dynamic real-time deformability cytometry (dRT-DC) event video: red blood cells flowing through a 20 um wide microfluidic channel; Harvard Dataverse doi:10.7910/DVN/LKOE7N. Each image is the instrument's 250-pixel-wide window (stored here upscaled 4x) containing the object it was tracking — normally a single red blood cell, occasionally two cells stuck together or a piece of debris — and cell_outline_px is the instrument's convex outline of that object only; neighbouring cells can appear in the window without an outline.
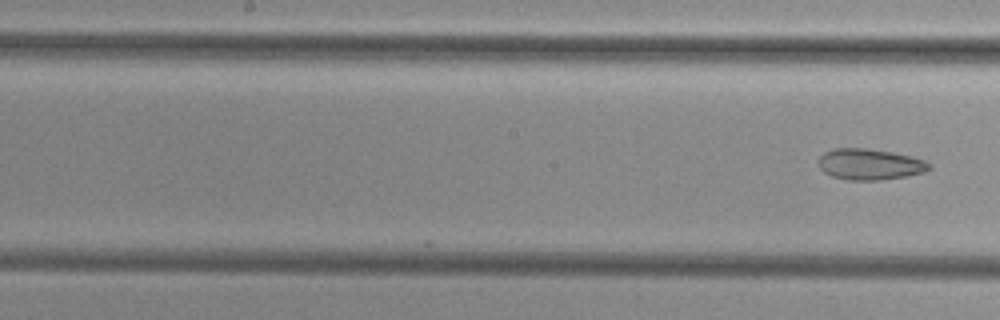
{"species": "common noctule bat (a hibernating species)", "species_latin": "Nyctalus noctula", "temperature_condition": "cold", "stored_images_in_passage": 15, "camera_frame_rate_fps": 3000, "um_per_image_px": 0.085, "animal": {"sex": "female", "body_mass_g": 29.2, "forearm_length_mm": 56.3}, "frame": {"image": 1, "passage_image": 15, "time_ms": 4.667, "image_size_px": [1000, 320], "cell_outline_px": [[932, 168], [924, 172], [904, 176], [880, 180], [848, 180], [832, 176], [824, 172], [816, 164], [816, 160], [824, 152], [836, 148], [868, 148], [892, 152], [912, 156], [924, 160], [932, 164]], "centroid_in_image_um": [73.91, 13.96], "position_along_channel_um": 174.3, "area_um2": 20.23}}